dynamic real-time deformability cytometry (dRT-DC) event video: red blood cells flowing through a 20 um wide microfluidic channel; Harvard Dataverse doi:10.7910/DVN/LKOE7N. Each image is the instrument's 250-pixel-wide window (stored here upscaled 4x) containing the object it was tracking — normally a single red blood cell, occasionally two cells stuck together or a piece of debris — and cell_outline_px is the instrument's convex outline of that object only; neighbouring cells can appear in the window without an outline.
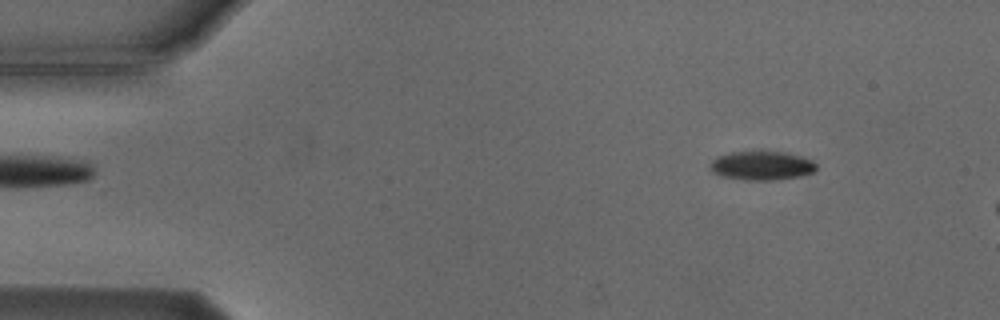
{"species": "Egyptian fruit bat (a non-hibernating species)", "species_latin": "Rousettus aegyptiacus", "temperature_condition": "cold", "stored_images_in_passage": 3, "camera_frame_rate_fps": 3000, "um_per_image_px": 0.085, "animal": {"sex": "male"}, "frame": {"image": 1, "passage_image": 1, "time_ms": 0.0, "image_size_px": [1000, 320], "cell_outline_px": [[816, 172], [800, 176], [776, 180], [744, 180], [720, 176], [712, 172], [708, 168], [708, 164], [716, 156], [732, 152], [784, 152], [800, 156], [812, 160], [816, 164]], "centroid_in_image_um": [64.71, 14.09], "position_along_channel_um": 20.3, "area_um2": 18.09}}